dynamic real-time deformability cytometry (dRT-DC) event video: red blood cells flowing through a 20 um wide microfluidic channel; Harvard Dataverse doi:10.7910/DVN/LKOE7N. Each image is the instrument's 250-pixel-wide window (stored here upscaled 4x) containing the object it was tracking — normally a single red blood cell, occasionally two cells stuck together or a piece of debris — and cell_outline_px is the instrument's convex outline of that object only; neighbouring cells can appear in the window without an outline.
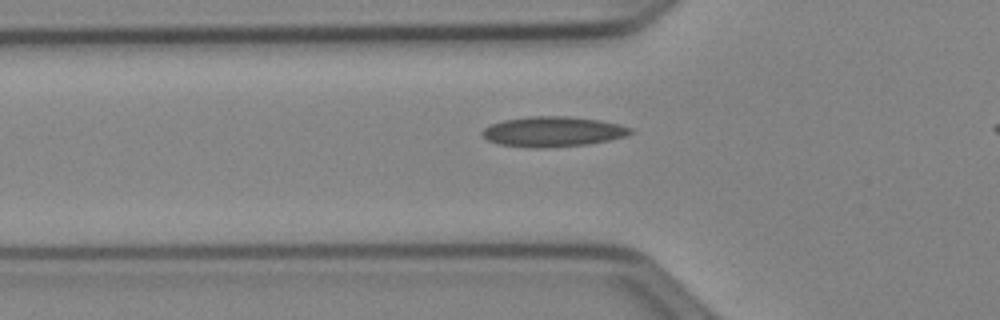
{"species": "Egyptian fruit bat (a non-hibernating species)", "species_latin": "Rousettus aegyptiacus", "temperature_condition": "cold", "stored_images_in_passage": 30, "camera_frame_rate_fps": 3000, "um_per_image_px": 0.085, "animal": {"sex": "female"}, "frame": {"image": 1, "passage_image": 2, "time_ms": 0.333, "image_size_px": [1000, 320], "cell_outline_px": [[636, 132], [624, 136], [608, 140], [588, 144], [540, 148], [528, 148], [500, 144], [488, 140], [480, 132], [484, 128], [492, 124], [504, 120], [528, 116], [568, 116], [600, 120], [620, 124], [632, 128]], "centroid_in_image_um": [47.01, 11.18], "position_along_channel_um": 78.8, "area_um2": 26.07}}
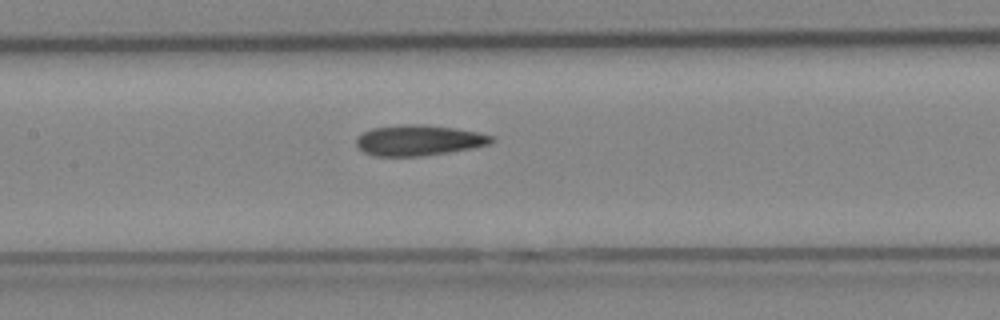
{"frame": {"image": 2, "passage_image": 9, "time_ms": 2.667, "image_size_px": [1000, 320], "cell_outline_px": [[496, 140], [488, 144], [472, 148], [448, 152], [420, 156], [372, 156], [364, 152], [356, 144], [356, 136], [372, 128], [404, 124], [424, 124], [456, 128], [496, 136]], "centroid_in_image_um": [35.6, 11.92], "position_along_channel_um": 171.8, "area_um2": 24.22}}
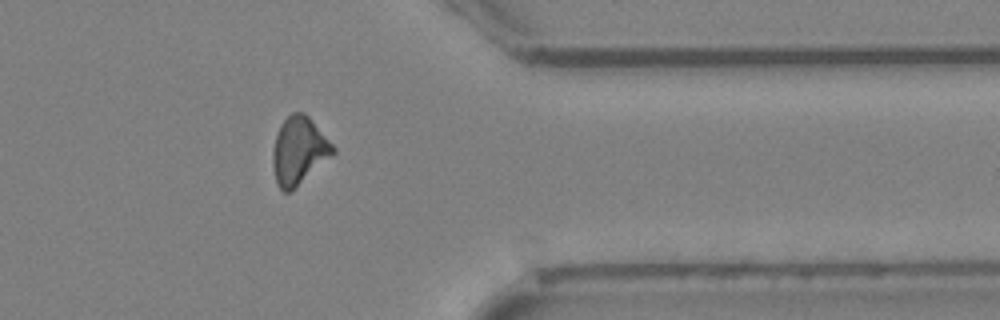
{"frame": {"image": 3, "passage_image": 26, "time_ms": 8.333, "image_size_px": [1000, 320], "cell_outline_px": [[336, 152], [288, 192], [284, 192], [276, 184], [272, 164], [272, 152], [276, 136], [280, 124], [292, 112], [304, 112], [308, 116], [336, 148]], "centroid_in_image_um": [25.38, 12.78], "position_along_channel_um": 386.0, "area_um2": 23.24}}